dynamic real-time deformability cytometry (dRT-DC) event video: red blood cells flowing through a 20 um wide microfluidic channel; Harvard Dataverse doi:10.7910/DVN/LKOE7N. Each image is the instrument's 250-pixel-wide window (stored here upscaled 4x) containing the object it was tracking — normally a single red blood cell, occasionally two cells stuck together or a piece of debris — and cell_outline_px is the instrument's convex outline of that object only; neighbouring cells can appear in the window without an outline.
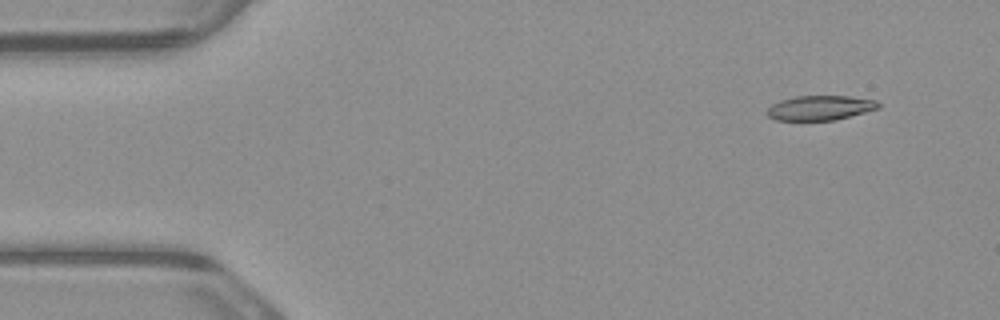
{"species": "common noctule bat (a hibernating species)", "species_latin": "Nyctalus noctula", "temperature_condition": "warm", "stored_images_in_passage": 5, "camera_frame_rate_fps": 3000, "um_per_image_px": 0.085, "animal": {"sex": "male", "body_mass_g": 23.1, "forearm_length_mm": 52.7}, "frame": {"image": 1, "passage_image": 2, "time_ms": 0.333, "image_size_px": [1000, 320], "cell_outline_px": [[880, 108], [836, 120], [776, 120], [768, 116], [764, 112], [772, 104], [780, 100], [796, 96], [848, 96], [876, 100], [880, 104]], "centroid_in_image_um": [69.7, 9.17], "position_along_channel_um": 15.3, "area_um2": 16.07}}
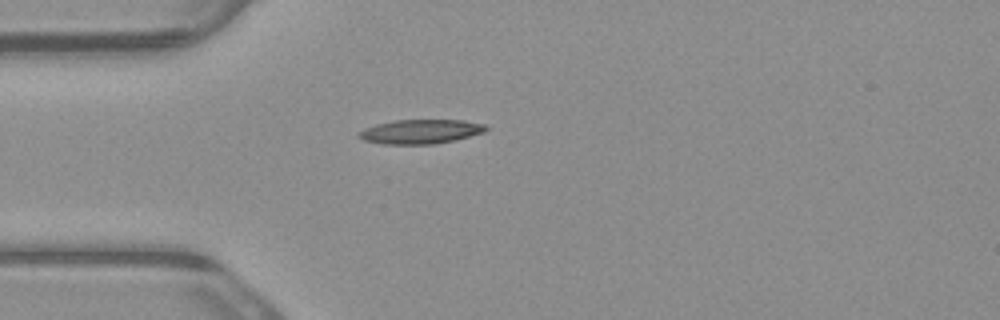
{"frame": {"image": 2, "passage_image": 5, "time_ms": 1.333, "image_size_px": [1000, 320], "cell_outline_px": [[488, 128], [484, 132], [456, 140], [432, 144], [384, 144], [364, 140], [356, 136], [356, 132], [364, 128], [376, 124], [396, 120], [464, 120], [488, 124]], "centroid_in_image_um": [35.75, 11.18], "position_along_channel_um": 49.2, "area_um2": 18.15}}